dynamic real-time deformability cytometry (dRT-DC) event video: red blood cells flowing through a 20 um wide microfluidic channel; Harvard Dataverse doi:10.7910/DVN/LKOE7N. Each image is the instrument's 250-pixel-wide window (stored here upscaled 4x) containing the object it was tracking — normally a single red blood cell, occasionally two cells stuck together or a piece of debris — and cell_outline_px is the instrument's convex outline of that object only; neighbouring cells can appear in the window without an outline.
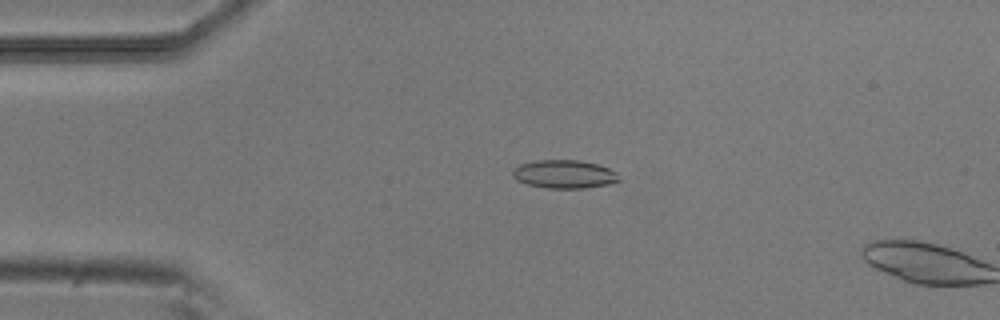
{"species": "common noctule bat (a hibernating species)", "species_latin": "Nyctalus noctula", "temperature_condition": "room temperature", "stored_images_in_passage": 5, "camera_frame_rate_fps": 3000, "um_per_image_px": 0.085, "animal": {"sex": "male", "body_mass_g": 20.5, "forearm_length_mm": 52.5}, "frame": {"image": 1, "passage_image": 3, "time_ms": 0.667, "image_size_px": [1000, 320], "cell_outline_px": [[620, 180], [608, 184], [584, 188], [548, 188], [528, 184], [516, 180], [512, 176], [512, 168], [520, 164], [536, 160], [580, 160], [596, 164], [608, 168], [616, 172]], "centroid_in_image_um": [47.92, 14.8], "position_along_channel_um": 37.1, "area_um2": 17.51}}